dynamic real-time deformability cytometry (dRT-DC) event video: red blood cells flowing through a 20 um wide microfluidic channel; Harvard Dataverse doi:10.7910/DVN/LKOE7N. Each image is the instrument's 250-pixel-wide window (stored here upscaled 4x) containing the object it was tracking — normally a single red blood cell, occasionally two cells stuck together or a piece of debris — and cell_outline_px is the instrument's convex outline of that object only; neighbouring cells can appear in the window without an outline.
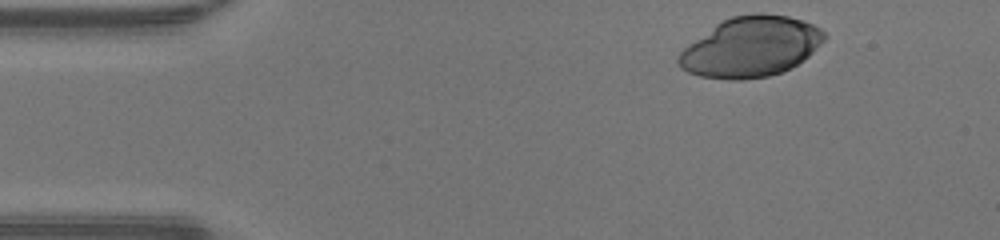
{"species": "human", "species_latin": "Homo sapiens", "temperature_condition": "warm", "stored_images_in_passage": 42, "camera_frame_rate_fps": 3000, "um_per_image_px": 0.085, "donor": {"sex": "male"}, "frame": {"image": 1, "passage_image": 1, "time_ms": 0.0, "image_size_px": [1000, 240], "cell_outline_px": [[828, 36], [804, 60], [792, 68], [784, 72], [768, 76], [740, 80], [728, 80], [700, 76], [688, 72], [680, 68], [676, 60], [680, 52], [688, 44], [716, 24], [732, 16], [756, 12], [760, 12], [788, 16], [812, 24], [820, 28]], "centroid_in_image_um": [63.81, 3.99], "position_along_channel_um": 21.2, "area_um2": 51.27}}
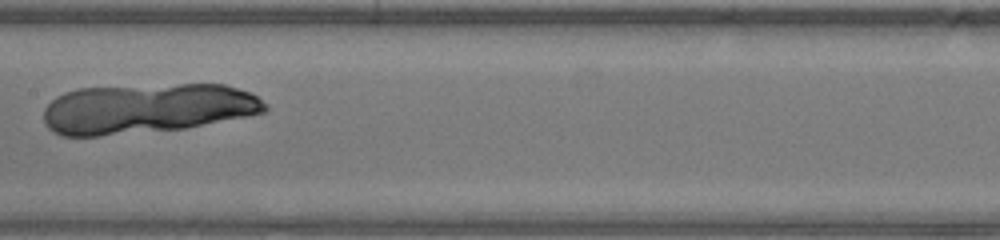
{"frame": {"image": 2, "passage_image": 19, "time_ms": 6.0, "image_size_px": [1000, 240], "cell_outline_px": [[268, 108], [264, 112], [248, 116], [184, 128], [100, 136], [60, 136], [52, 132], [44, 124], [44, 108], [56, 96], [64, 92], [76, 88], [180, 84], [224, 84], [248, 92], [256, 96], [268, 104]], "centroid_in_image_um": [12.44, 9.22], "position_along_channel_um": 195.0, "area_um2": 64.56}}
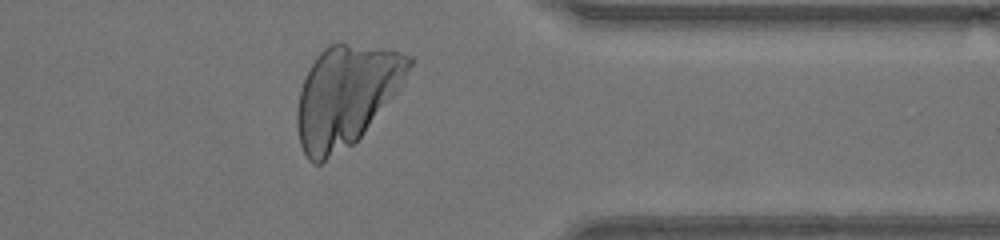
{"frame": {"image": 3, "passage_image": 33, "time_ms": 10.667, "image_size_px": [1000, 240], "cell_outline_px": [[412, 64], [400, 88], [364, 132], [352, 144], [320, 164], [312, 164], [308, 160], [300, 144], [296, 124], [296, 108], [300, 92], [304, 80], [316, 56], [328, 44], [348, 44], [392, 48], [412, 56]], "centroid_in_image_um": [29.41, 8.14], "position_along_channel_um": 382.0, "area_um2": 65.49}}